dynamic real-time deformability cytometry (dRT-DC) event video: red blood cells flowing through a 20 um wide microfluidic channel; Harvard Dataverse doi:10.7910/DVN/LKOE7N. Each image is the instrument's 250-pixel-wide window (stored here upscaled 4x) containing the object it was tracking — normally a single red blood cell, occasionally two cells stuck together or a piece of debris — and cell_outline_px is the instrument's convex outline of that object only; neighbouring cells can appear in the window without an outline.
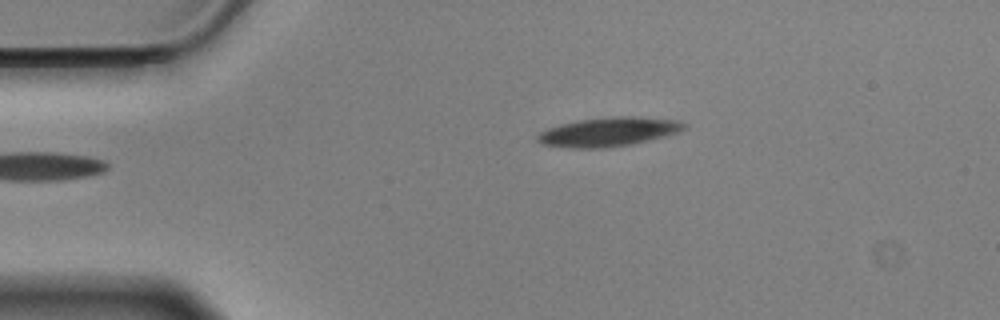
{"species": "Egyptian fruit bat (a non-hibernating species)", "species_latin": "Rousettus aegyptiacus", "temperature_condition": "cold", "stored_images_in_passage": 40, "camera_frame_rate_fps": 3000, "um_per_image_px": 0.085, "animal": {"sex": "male"}, "frame": {"image": 1, "passage_image": 1, "time_ms": 0.0, "image_size_px": [1000, 320], "cell_outline_px": [[688, 124], [684, 128], [676, 132], [664, 136], [632, 144], [608, 148], [572, 148], [544, 144], [536, 140], [536, 136], [540, 132], [548, 128], [560, 124], [576, 120], [612, 116], [640, 116], [680, 120]], "centroid_in_image_um": [51.73, 11.19], "position_along_channel_um": 33.3, "area_um2": 24.97}}
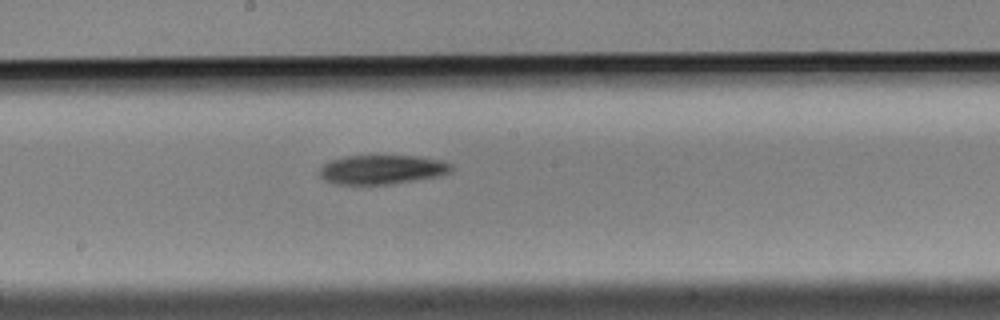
{"frame": {"image": 2, "passage_image": 20, "time_ms": 6.333, "image_size_px": [1000, 320], "cell_outline_px": [[456, 168], [452, 172], [440, 176], [416, 180], [388, 184], [336, 184], [324, 180], [316, 172], [324, 164], [332, 160], [344, 156], [420, 156], [440, 160], [452, 164]], "centroid_in_image_um": [32.5, 14.41], "position_along_channel_um": 215.7, "area_um2": 22.66}}
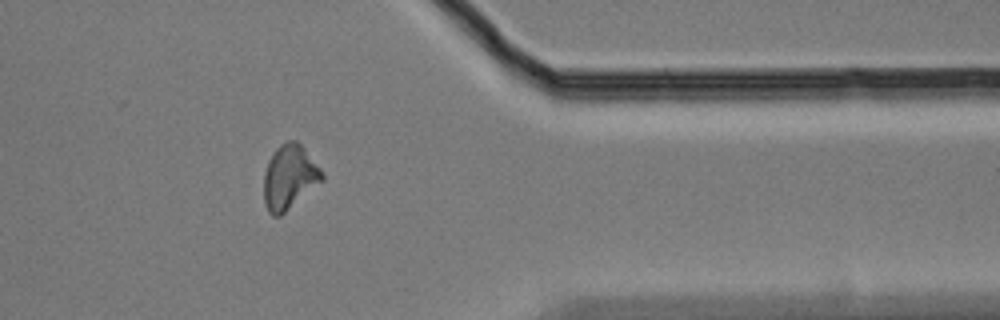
{"frame": {"image": 3, "passage_image": 36, "time_ms": 11.667, "image_size_px": [1000, 320], "cell_outline_px": [[324, 180], [280, 216], [272, 216], [268, 212], [264, 204], [264, 172], [268, 160], [276, 148], [280, 144], [288, 140], [296, 140], [304, 148], [320, 168], [324, 176]], "centroid_in_image_um": [24.58, 15.06], "position_along_channel_um": 386.8, "area_um2": 21.85}, "authors_computed_cell_mechanics": {"area_um2": 23.5824, "velocity_mm_per_s": 3.505, "shape_relaxation_time_tau1_ms": 2.736, "shape_relaxation_time_tau2_ms": null, "deformation_change_tau1": 0.1127, "deformation_change_tau2": null}}